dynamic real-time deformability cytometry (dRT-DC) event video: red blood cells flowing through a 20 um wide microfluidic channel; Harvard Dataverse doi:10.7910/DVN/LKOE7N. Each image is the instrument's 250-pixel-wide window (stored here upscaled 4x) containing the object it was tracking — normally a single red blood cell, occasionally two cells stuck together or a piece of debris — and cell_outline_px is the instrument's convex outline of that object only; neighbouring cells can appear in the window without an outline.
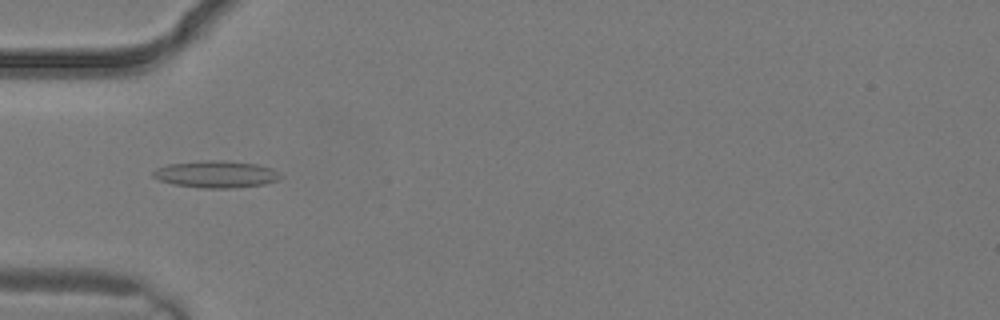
{"species": "common noctule bat (a hibernating species)", "species_latin": "Nyctalus noctula", "temperature_condition": "warm", "stored_images_in_passage": 2, "camera_frame_rate_fps": 3000, "um_per_image_px": 0.085, "animal": {"sex": "male", "body_mass_g": 19.2, "forearm_length_mm": 51.8}, "frame": {"image": 1, "passage_image": 2, "time_ms": 0.333, "image_size_px": [1000, 320], "cell_outline_px": [[284, 176], [276, 180], [264, 184], [236, 188], [200, 188], [172, 184], [160, 180], [152, 176], [152, 172], [156, 168], [168, 164], [208, 160], [220, 160], [256, 164], [272, 168]], "centroid_in_image_um": [18.36, 14.81], "position_along_channel_um": 66.6, "area_um2": 20.06}}